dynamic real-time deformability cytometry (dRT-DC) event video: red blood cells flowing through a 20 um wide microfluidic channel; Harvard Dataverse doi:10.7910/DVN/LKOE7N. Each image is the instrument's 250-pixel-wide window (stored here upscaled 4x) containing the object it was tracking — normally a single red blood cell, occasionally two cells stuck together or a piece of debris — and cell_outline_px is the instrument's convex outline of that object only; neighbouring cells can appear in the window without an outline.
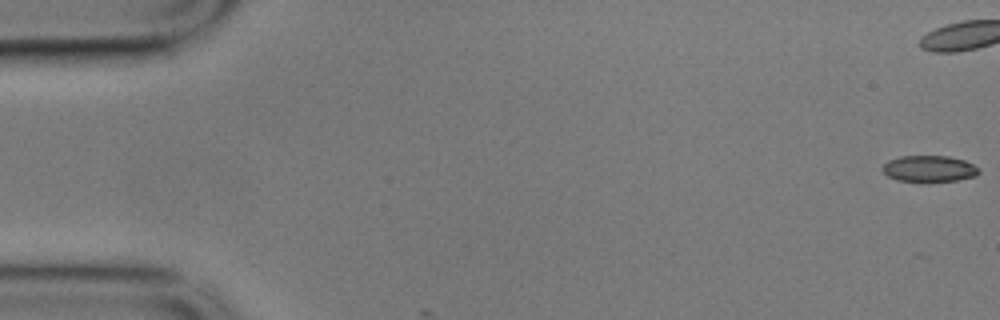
{"species": "common noctule bat (a hibernating species)", "species_latin": "Nyctalus noctula", "temperature_condition": "cold", "stored_images_in_passage": 4, "camera_frame_rate_fps": 3000, "um_per_image_px": 0.085, "animal": {"sex": "male", "body_mass_g": 17.9}, "frame": {"image": 1, "passage_image": 1, "time_ms": 0.0, "image_size_px": [1000, 320], "cell_outline_px": [[980, 172], [976, 176], [956, 180], [928, 184], [896, 180], [888, 176], [880, 168], [888, 160], [900, 156], [948, 156], [964, 160], [980, 168]], "centroid_in_image_um": [78.97, 14.37], "position_along_channel_um": 6.0, "area_um2": 15.37}}